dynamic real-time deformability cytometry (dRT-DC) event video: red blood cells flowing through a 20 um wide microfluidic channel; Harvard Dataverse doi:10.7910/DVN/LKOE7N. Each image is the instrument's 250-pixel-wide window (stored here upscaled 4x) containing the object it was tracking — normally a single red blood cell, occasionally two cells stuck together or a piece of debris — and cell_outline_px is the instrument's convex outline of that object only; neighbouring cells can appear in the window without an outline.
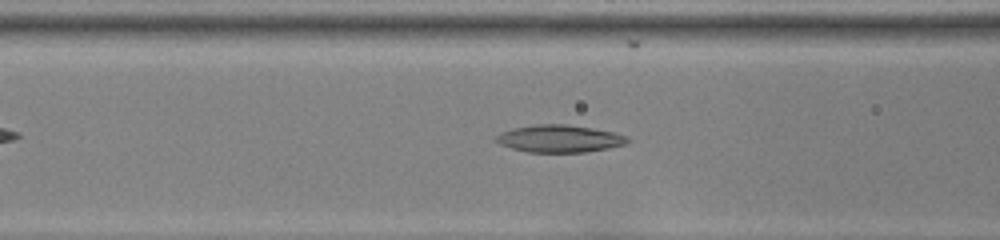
{"species": "common noctule bat (a hibernating species)", "species_latin": "Nyctalus noctula", "temperature_condition": "room temperature", "stored_images_in_passage": 35, "camera_frame_rate_fps": 3000, "um_per_image_px": 0.085, "animal": {"sex": "female", "body_mass_g": 22.0, "forearm_length_mm": 56.7}, "frame": {"image": 1, "passage_image": 7, "time_ms": 2.0, "image_size_px": [1000, 240], "cell_outline_px": [[632, 140], [628, 144], [608, 148], [584, 152], [528, 152], [512, 148], [500, 144], [496, 140], [496, 136], [500, 132], [516, 128], [536, 124], [568, 124], [616, 132], [628, 136]], "centroid_in_image_um": [47.63, 11.78], "position_along_channel_um": 119.0, "area_um2": 21.04}}
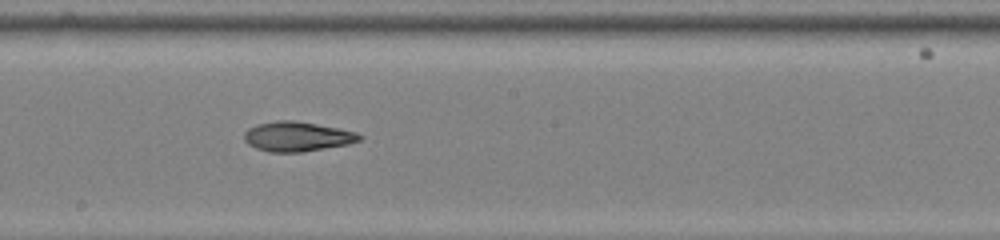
{"frame": {"image": 2, "passage_image": 15, "time_ms": 4.667, "image_size_px": [1000, 240], "cell_outline_px": [[364, 136], [360, 140], [348, 144], [300, 152], [268, 152], [256, 148], [248, 144], [244, 140], [244, 132], [248, 128], [260, 124], [276, 120], [292, 120], [316, 124], [356, 132]], "centroid_in_image_um": [25.24, 11.61], "position_along_channel_um": 223.0, "area_um2": 19.77}}
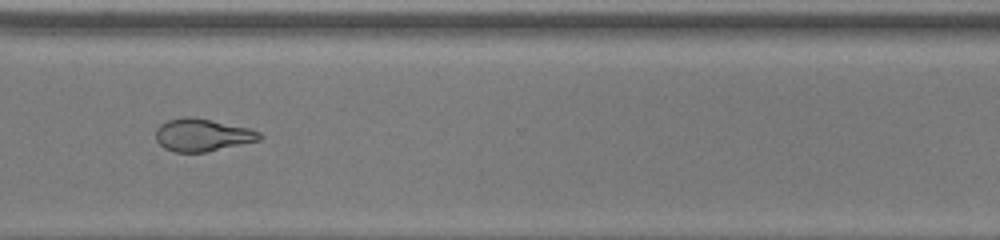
{"frame": {"image": 3, "passage_image": 25, "time_ms": 8.0, "image_size_px": [1000, 240], "cell_outline_px": [[264, 136], [260, 140], [204, 152], [176, 152], [164, 148], [156, 140], [156, 128], [160, 124], [168, 120], [184, 116], [188, 116], [212, 120], [248, 128], [260, 132]], "centroid_in_image_um": [17.18, 11.47], "position_along_channel_um": 353.4, "area_um2": 19.59}}